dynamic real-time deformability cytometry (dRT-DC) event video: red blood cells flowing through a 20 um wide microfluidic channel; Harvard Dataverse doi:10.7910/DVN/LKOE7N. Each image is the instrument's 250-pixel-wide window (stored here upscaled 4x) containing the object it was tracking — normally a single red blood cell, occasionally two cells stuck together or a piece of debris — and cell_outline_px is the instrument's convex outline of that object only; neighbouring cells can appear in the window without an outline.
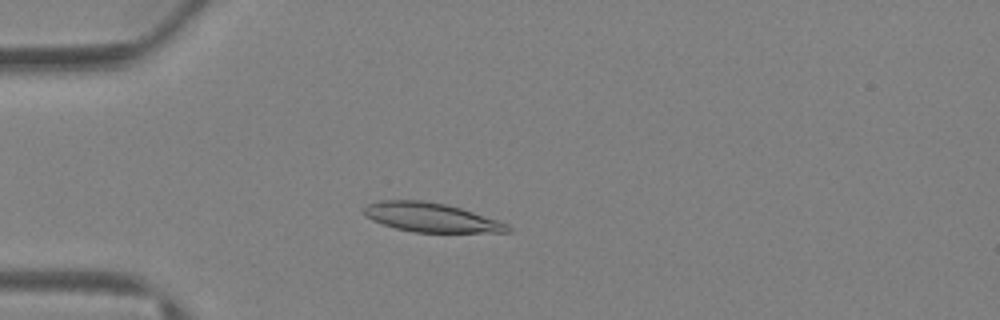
{"species": "Egyptian fruit bat (a non-hibernating species)", "species_latin": "Rousettus aegyptiacus", "temperature_condition": "warm", "stored_images_in_passage": 37, "camera_frame_rate_fps": 3000, "um_per_image_px": 0.085, "animal": {"sex": "female"}, "frame": {"image": 1, "passage_image": 9, "time_ms": 2.667, "image_size_px": [1000, 320], "cell_outline_px": [[512, 232], [412, 232], [396, 228], [372, 220], [364, 216], [364, 208], [368, 204], [380, 200], [420, 200], [444, 204], [460, 208], [508, 224], [512, 228]], "centroid_in_image_um": [36.62, 18.48], "position_along_channel_um": 48.4, "area_um2": 24.1}}
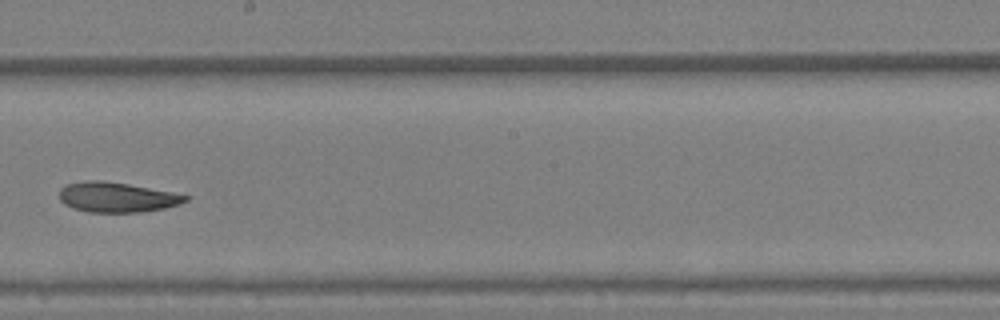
{"frame": {"image": 2, "passage_image": 21, "time_ms": 6.667, "image_size_px": [1000, 320], "cell_outline_px": [[192, 196], [188, 200], [180, 204], [164, 208], [140, 212], [88, 212], [72, 208], [64, 204], [60, 200], [60, 188], [68, 184], [84, 180], [100, 180], [128, 184], [172, 192]], "centroid_in_image_um": [9.94, 16.76], "position_along_channel_um": 238.3, "area_um2": 22.08}}
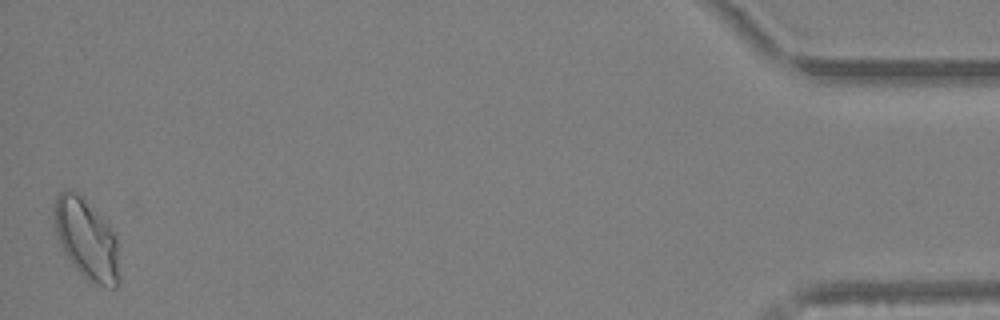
{"frame": {"image": 3, "passage_image": 37, "time_ms": 12.0, "image_size_px": [1000, 320], "cell_outline_px": [[120, 284], [116, 288], [112, 288], [96, 284], [88, 280], [72, 264], [64, 252], [60, 244], [56, 232], [56, 196], [60, 192], [68, 188], [76, 192], [116, 232], [120, 276]], "centroid_in_image_um": [7.42, 20.39], "position_along_channel_um": 427.8, "area_um2": 30.17}}